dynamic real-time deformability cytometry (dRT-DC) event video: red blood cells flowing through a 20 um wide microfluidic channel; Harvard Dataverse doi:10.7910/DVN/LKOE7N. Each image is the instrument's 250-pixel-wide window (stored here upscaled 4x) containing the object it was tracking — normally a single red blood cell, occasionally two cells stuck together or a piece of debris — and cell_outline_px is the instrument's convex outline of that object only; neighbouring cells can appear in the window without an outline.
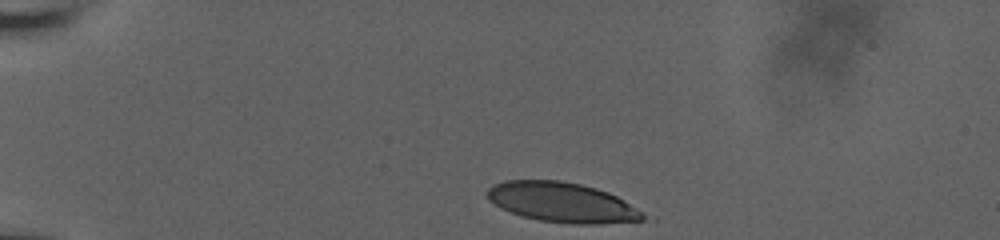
{"species": "human", "species_latin": "Homo sapiens", "temperature_condition": "room temperature", "stored_images_in_passage": 9, "camera_frame_rate_fps": 3000, "um_per_image_px": 0.085, "donor": {"sex": "male"}, "frame": {"image": 1, "passage_image": 1, "time_ms": 0.0, "image_size_px": [1000, 240], "cell_outline_px": [[648, 216], [644, 220], [600, 224], [572, 224], [540, 220], [524, 216], [500, 208], [488, 200], [488, 188], [492, 184], [504, 180], [560, 180], [580, 184], [596, 188], [608, 192], [624, 200], [644, 212]], "centroid_in_image_um": [47.79, 17.2], "position_along_channel_um": 37.2, "area_um2": 36.3}}
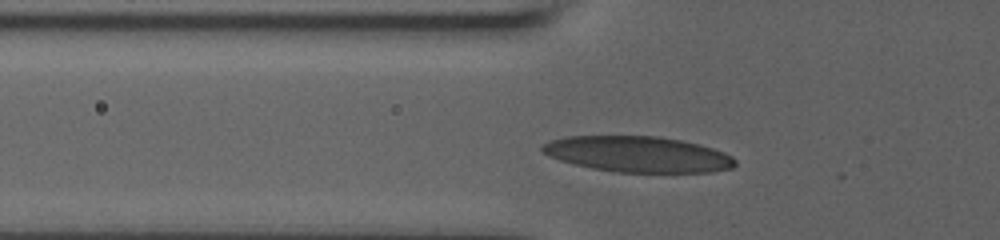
{"frame": {"image": 2, "passage_image": 7, "time_ms": 2.667, "image_size_px": [1000, 240], "cell_outline_px": [[736, 164], [732, 168], [712, 172], [616, 172], [592, 168], [560, 160], [548, 156], [540, 148], [548, 140], [564, 136], [660, 136], [700, 144], [724, 152], [732, 156], [736, 160]], "centroid_in_image_um": [54.22, 13.1], "position_along_channel_um": 71.6, "area_um2": 40.34}}